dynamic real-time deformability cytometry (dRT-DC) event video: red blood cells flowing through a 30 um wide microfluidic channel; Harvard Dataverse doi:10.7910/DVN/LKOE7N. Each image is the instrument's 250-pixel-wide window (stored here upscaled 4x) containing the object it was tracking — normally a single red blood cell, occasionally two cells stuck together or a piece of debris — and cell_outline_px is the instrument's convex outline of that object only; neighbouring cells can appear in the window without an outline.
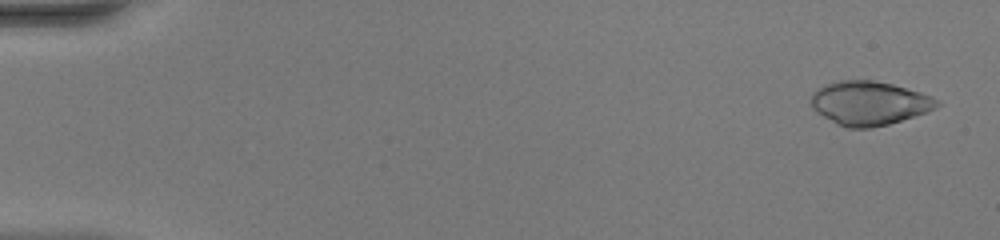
{"species": "common noctule bat (a hibernating species)", "species_latin": "Nyctalus noctula", "temperature_condition": "warm", "stored_images_in_passage": 50, "camera_frame_rate_fps": 3000, "um_per_image_px": 0.085, "animal": {"sex": "female", "body_mass_g": 20.0, "forearm_length_mm": 54.0}, "frame": {"image": 1, "passage_image": 2, "time_ms": 0.333, "image_size_px": [1000, 240], "cell_outline_px": [[940, 104], [936, 108], [928, 112], [888, 124], [868, 128], [848, 128], [836, 124], [816, 112], [812, 108], [812, 92], [824, 84], [840, 80], [872, 80], [892, 84], [920, 92], [932, 96]], "centroid_in_image_um": [73.87, 8.77], "position_along_channel_um": 11.1, "area_um2": 32.19}}